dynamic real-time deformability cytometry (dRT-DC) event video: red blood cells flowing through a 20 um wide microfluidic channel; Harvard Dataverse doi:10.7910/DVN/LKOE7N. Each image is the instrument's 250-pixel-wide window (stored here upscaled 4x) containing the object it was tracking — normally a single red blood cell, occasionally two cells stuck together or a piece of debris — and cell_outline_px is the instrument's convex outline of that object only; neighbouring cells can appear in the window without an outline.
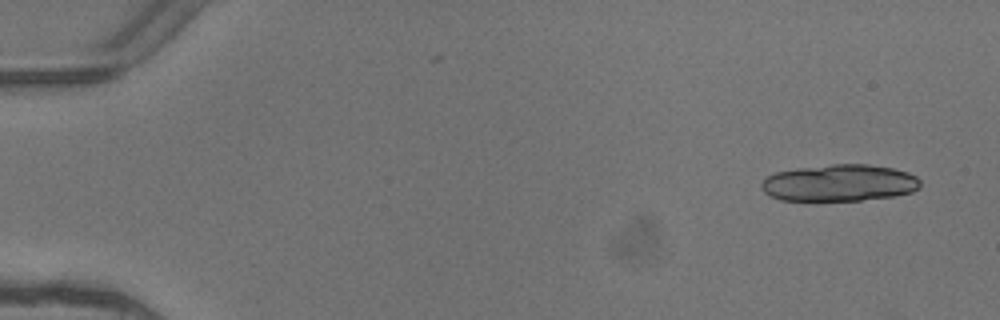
{"species": "common noctule bat (a hibernating species)", "species_latin": "Nyctalus noctula", "temperature_condition": "warm", "stored_images_in_passage": 5, "camera_frame_rate_fps": 3000, "um_per_image_px": 0.085, "animal": {"sex": "female"}, "frame": {"image": 1, "passage_image": 1, "time_ms": 0.0, "image_size_px": [1000, 320], "cell_outline_px": [[920, 188], [912, 192], [892, 196], [860, 200], [780, 200], [768, 196], [760, 188], [760, 184], [768, 176], [776, 172], [800, 168], [832, 164], [868, 164], [892, 168], [908, 172], [916, 176], [920, 180]], "centroid_in_image_um": [71.34, 15.55], "position_along_channel_um": 13.7, "area_um2": 34.04}}